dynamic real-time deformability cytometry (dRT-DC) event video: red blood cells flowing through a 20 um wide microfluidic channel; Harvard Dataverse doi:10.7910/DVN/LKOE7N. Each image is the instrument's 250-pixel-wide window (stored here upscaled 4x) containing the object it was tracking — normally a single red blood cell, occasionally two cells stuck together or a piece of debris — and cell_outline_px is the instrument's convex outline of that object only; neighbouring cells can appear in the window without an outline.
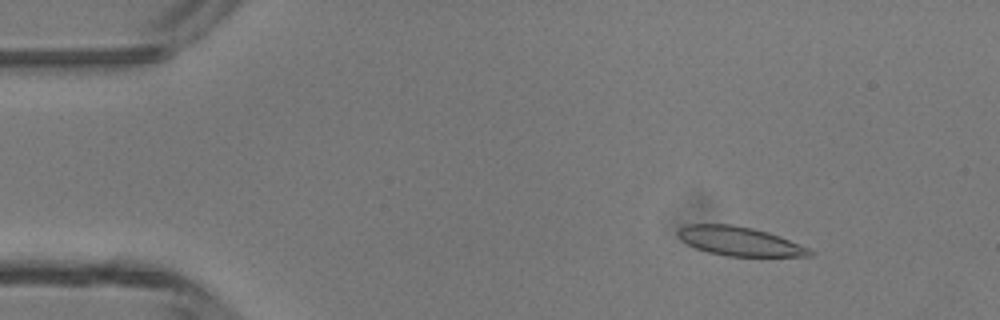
{"species": "common noctule bat (a hibernating species)", "species_latin": "Nyctalus noctula", "temperature_condition": "room temperature", "stored_images_in_passage": 47, "camera_frame_rate_fps": 3000, "um_per_image_px": 0.085, "animal": {"sex": "male", "body_mass_g": 13.3}, "frame": {"image": 1, "passage_image": 6, "time_ms": 1.667, "image_size_px": [1000, 320], "cell_outline_px": [[816, 252], [812, 256], [724, 256], [708, 252], [696, 248], [680, 240], [676, 232], [680, 228], [688, 224], [732, 224], [752, 228], [768, 232], [780, 236], [808, 248]], "centroid_in_image_um": [62.85, 20.5], "position_along_channel_um": 22.2, "area_um2": 22.31}}
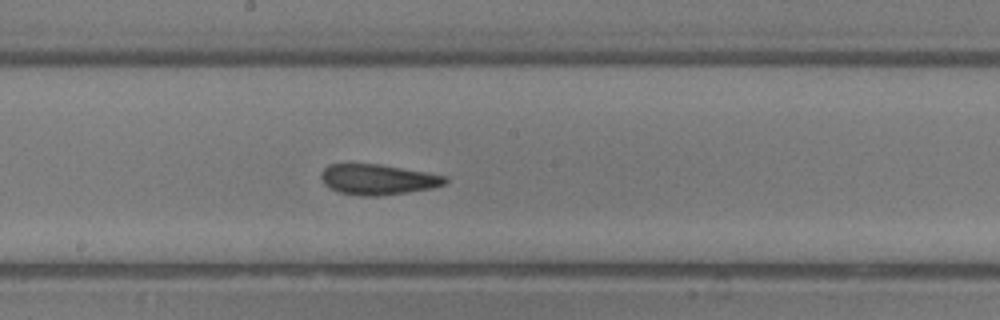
{"frame": {"image": 2, "passage_image": 25, "time_ms": 8.0, "image_size_px": [1000, 320], "cell_outline_px": [[448, 180], [444, 184], [432, 188], [408, 192], [376, 196], [360, 196], [340, 192], [328, 188], [324, 184], [320, 176], [320, 172], [328, 164], [380, 164], [428, 172], [448, 176]], "centroid_in_image_um": [32.11, 15.25], "position_along_channel_um": 216.1, "area_um2": 22.2}}
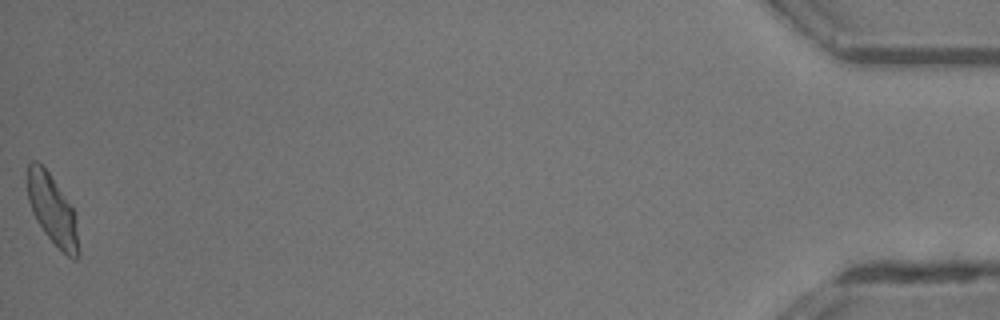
{"frame": {"image": 3, "passage_image": 47, "time_ms": 15.333, "image_size_px": [1000, 320], "cell_outline_px": [[80, 252], [76, 260], [72, 260], [44, 232], [36, 220], [32, 212], [28, 200], [28, 164], [32, 160], [36, 160], [48, 172], [76, 212]], "centroid_in_image_um": [4.49, 17.87], "position_along_channel_um": 430.7, "area_um2": 20.69}, "authors_computed_cell_mechanics": {"area_um2": 21.9062, "velocity_mm_per_s": 4.3361, "shape_relaxation_time_tau1_ms": 7.3851, "shape_relaxation_time_tau2_ms": 1.0943, "deformation_change_tau1": 0.2383, "deformation_change_tau2": 0.0917}}